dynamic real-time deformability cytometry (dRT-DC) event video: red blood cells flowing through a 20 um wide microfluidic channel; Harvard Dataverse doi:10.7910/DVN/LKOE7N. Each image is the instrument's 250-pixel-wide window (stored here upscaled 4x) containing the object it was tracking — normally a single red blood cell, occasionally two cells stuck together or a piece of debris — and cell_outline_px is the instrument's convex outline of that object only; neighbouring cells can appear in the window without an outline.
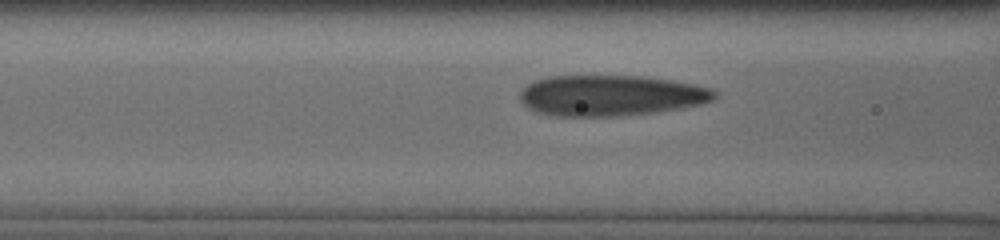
{"species": "human", "species_latin": "Homo sapiens", "temperature_condition": "cold", "stored_images_in_passage": 23, "camera_frame_rate_fps": 3000, "um_per_image_px": 0.085, "donor": {"sex": "male"}, "frame": {"image": 1, "passage_image": 7, "time_ms": 3.0, "image_size_px": [1000, 240], "cell_outline_px": [[716, 96], [712, 100], [700, 104], [680, 108], [656, 112], [620, 116], [556, 116], [536, 112], [524, 104], [520, 100], [520, 92], [528, 84], [536, 80], [548, 76], [644, 76], [672, 80], [712, 88], [716, 92]], "centroid_in_image_um": [51.92, 8.12], "position_along_channel_um": 114.7, "area_um2": 46.18}}
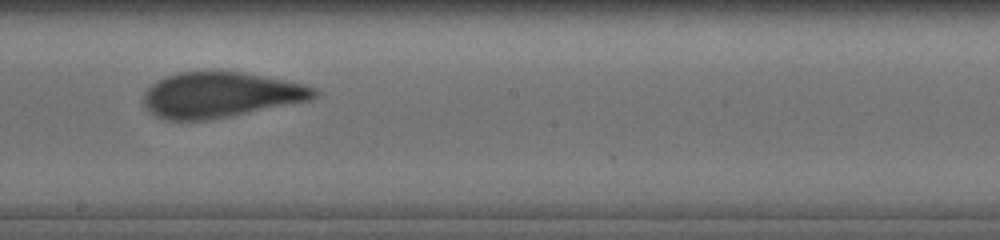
{"frame": {"image": 2, "passage_image": 13, "time_ms": 6.0, "image_size_px": [1000, 240], "cell_outline_px": [[320, 92], [312, 100], [228, 116], [204, 120], [168, 120], [156, 116], [144, 104], [144, 92], [156, 80], [164, 76], [180, 72], [244, 72], [304, 84], [316, 88]], "centroid_in_image_um": [18.76, 8.05], "position_along_channel_um": 229.4, "area_um2": 44.85}}
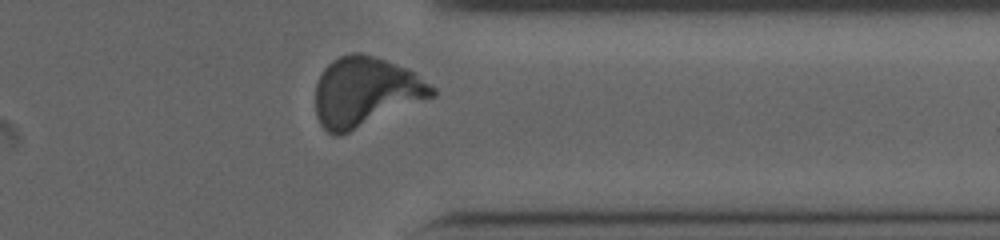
{"frame": {"image": 3, "passage_image": 21, "time_ms": 10.0, "image_size_px": [1000, 240], "cell_outline_px": [[436, 96], [340, 136], [332, 136], [320, 124], [316, 116], [316, 84], [324, 68], [332, 60], [340, 56], [352, 52], [360, 52], [376, 56], [408, 68], [436, 88]], "centroid_in_image_um": [31.07, 7.8], "position_along_channel_um": 380.3, "area_um2": 47.57}, "authors_computed_cell_mechanics": {"area_um2": 45.6042, "velocity_mm_per_s": 3.8174, "shape_relaxation_time_tau1_ms": 5.8983, "shape_relaxation_time_tau2_ms": null, "deformation_change_tau1": 0.1858, "deformation_change_tau2": null}}